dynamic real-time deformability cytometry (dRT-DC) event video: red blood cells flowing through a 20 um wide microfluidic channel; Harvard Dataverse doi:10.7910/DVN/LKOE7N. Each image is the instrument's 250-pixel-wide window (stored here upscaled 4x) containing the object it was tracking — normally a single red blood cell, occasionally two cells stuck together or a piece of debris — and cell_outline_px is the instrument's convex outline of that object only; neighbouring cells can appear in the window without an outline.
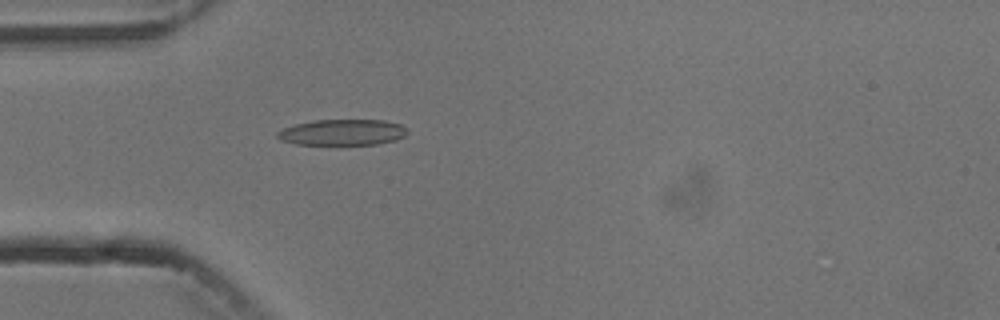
{"species": "common noctule bat (a hibernating species)", "species_latin": "Nyctalus noctula", "temperature_condition": "cold", "stored_images_in_passage": 3, "camera_frame_rate_fps": 3000, "um_per_image_px": 0.085, "animal": {"sex": "male", "body_mass_g": 13.3}, "frame": {"image": 1, "passage_image": 3, "time_ms": 2.333, "image_size_px": [1000, 320], "cell_outline_px": [[408, 132], [404, 136], [396, 140], [376, 144], [296, 144], [280, 140], [276, 136], [276, 132], [284, 128], [296, 124], [312, 120], [384, 120], [400, 124]], "centroid_in_image_um": [29.08, 11.24], "position_along_channel_um": 55.9, "area_um2": 19.54}}